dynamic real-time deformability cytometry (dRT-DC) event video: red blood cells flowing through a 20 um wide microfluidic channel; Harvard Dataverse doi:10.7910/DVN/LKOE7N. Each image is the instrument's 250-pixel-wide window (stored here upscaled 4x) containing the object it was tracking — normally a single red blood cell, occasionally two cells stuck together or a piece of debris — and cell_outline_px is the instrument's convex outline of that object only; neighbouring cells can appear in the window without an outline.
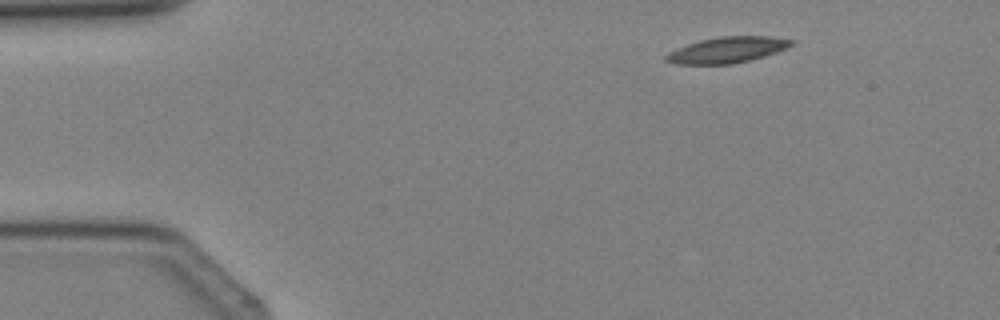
{"species": "Egyptian fruit bat (a non-hibernating species)", "species_latin": "Rousettus aegyptiacus", "temperature_condition": "cold", "stored_images_in_passage": 3, "camera_frame_rate_fps": 3000, "um_per_image_px": 0.085, "animal": {"sex": "female"}, "frame": {"image": 1, "passage_image": 1, "time_ms": 0.0, "image_size_px": [1000, 320], "cell_outline_px": [[796, 40], [792, 44], [776, 52], [764, 56], [732, 64], [676, 64], [664, 60], [664, 56], [668, 52], [676, 48], [700, 40], [720, 36], [772, 36]], "centroid_in_image_um": [61.78, 4.23], "position_along_channel_um": 23.2, "area_um2": 18.9}}